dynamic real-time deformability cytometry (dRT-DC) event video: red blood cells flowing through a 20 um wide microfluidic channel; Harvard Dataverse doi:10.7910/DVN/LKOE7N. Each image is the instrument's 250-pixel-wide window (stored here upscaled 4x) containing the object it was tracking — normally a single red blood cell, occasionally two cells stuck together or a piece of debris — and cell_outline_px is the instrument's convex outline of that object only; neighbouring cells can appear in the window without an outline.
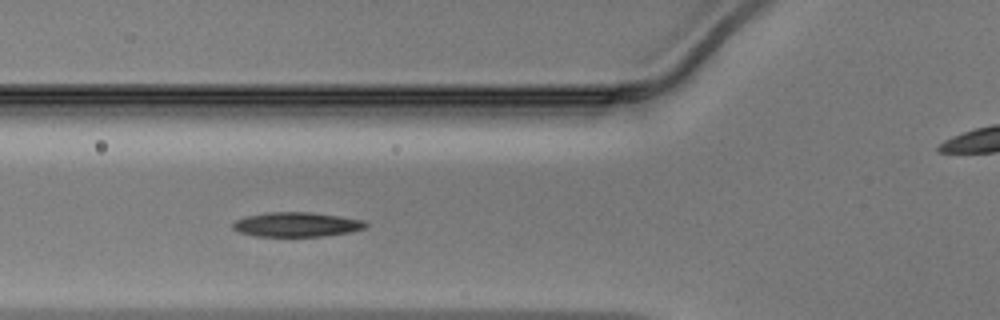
{"species": "Egyptian fruit bat (a non-hibernating species)", "species_latin": "Rousettus aegyptiacus", "temperature_condition": "warm", "stored_images_in_passage": 33, "camera_frame_rate_fps": 3000, "um_per_image_px": 0.085, "animal": {"sex": "male"}, "frame": {"image": 1, "passage_image": 6, "time_ms": 1.667, "image_size_px": [1000, 320], "cell_outline_px": [[368, 224], [364, 228], [352, 232], [324, 236], [256, 236], [240, 232], [232, 228], [232, 224], [236, 220], [244, 216], [268, 212], [308, 212], [340, 216], [364, 220]], "centroid_in_image_um": [25.22, 19.08], "position_along_channel_um": 100.6, "area_um2": 19.02}}
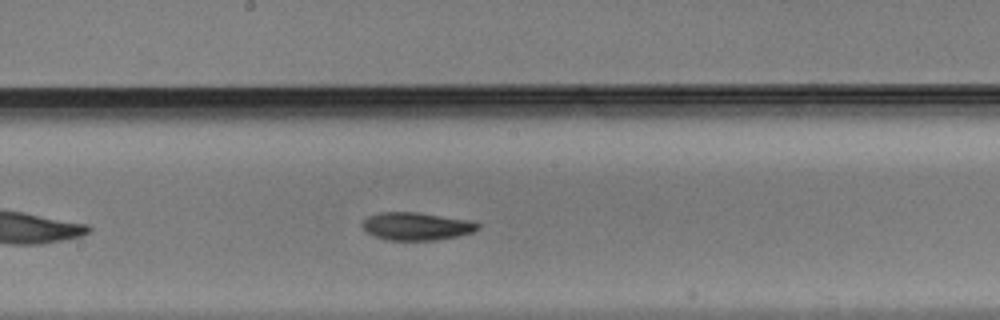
{"frame": {"image": 2, "passage_image": 14, "time_ms": 4.333, "image_size_px": [1000, 320], "cell_outline_px": [[480, 228], [472, 232], [460, 236], [436, 240], [388, 240], [376, 236], [368, 232], [364, 228], [364, 220], [368, 216], [380, 212], [420, 212], [472, 220], [480, 224]], "centroid_in_image_um": [35.48, 19.22], "position_along_channel_um": 212.7, "area_um2": 18.79}}
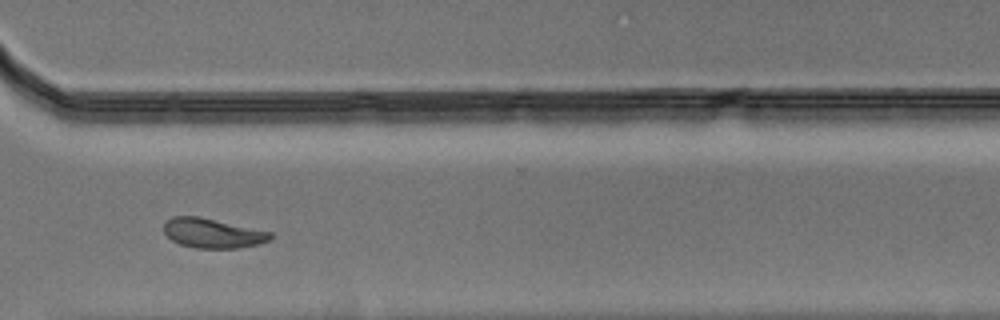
{"frame": {"image": 3, "passage_image": 24, "time_ms": 7.667, "image_size_px": [1000, 320], "cell_outline_px": [[272, 236], [268, 240], [260, 244], [236, 248], [196, 248], [180, 244], [172, 240], [164, 232], [164, 224], [172, 216], [200, 216], [272, 232]], "centroid_in_image_um": [18.07, 19.81], "position_along_channel_um": 352.5, "area_um2": 18.32}}